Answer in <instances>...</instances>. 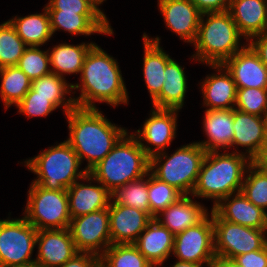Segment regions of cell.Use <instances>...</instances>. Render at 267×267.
I'll return each mask as SVG.
<instances>
[{
    "label": "cell",
    "instance_id": "cell-33",
    "mask_svg": "<svg viewBox=\"0 0 267 267\" xmlns=\"http://www.w3.org/2000/svg\"><path fill=\"white\" fill-rule=\"evenodd\" d=\"M99 267H155L133 243L111 244L99 257Z\"/></svg>",
    "mask_w": 267,
    "mask_h": 267
},
{
    "label": "cell",
    "instance_id": "cell-3",
    "mask_svg": "<svg viewBox=\"0 0 267 267\" xmlns=\"http://www.w3.org/2000/svg\"><path fill=\"white\" fill-rule=\"evenodd\" d=\"M252 161L244 154L207 152L192 197L210 199L215 207L223 198L240 192L246 170Z\"/></svg>",
    "mask_w": 267,
    "mask_h": 267
},
{
    "label": "cell",
    "instance_id": "cell-9",
    "mask_svg": "<svg viewBox=\"0 0 267 267\" xmlns=\"http://www.w3.org/2000/svg\"><path fill=\"white\" fill-rule=\"evenodd\" d=\"M214 248L216 256L234 259L240 254L262 249L266 245V230L249 228L223 220L212 209Z\"/></svg>",
    "mask_w": 267,
    "mask_h": 267
},
{
    "label": "cell",
    "instance_id": "cell-34",
    "mask_svg": "<svg viewBox=\"0 0 267 267\" xmlns=\"http://www.w3.org/2000/svg\"><path fill=\"white\" fill-rule=\"evenodd\" d=\"M241 192L255 206L267 212V169L259 161L248 166Z\"/></svg>",
    "mask_w": 267,
    "mask_h": 267
},
{
    "label": "cell",
    "instance_id": "cell-27",
    "mask_svg": "<svg viewBox=\"0 0 267 267\" xmlns=\"http://www.w3.org/2000/svg\"><path fill=\"white\" fill-rule=\"evenodd\" d=\"M142 39L144 46L143 76L151 100H153L161 92L165 81V67L172 57L160 46V37L150 38L144 32Z\"/></svg>",
    "mask_w": 267,
    "mask_h": 267
},
{
    "label": "cell",
    "instance_id": "cell-41",
    "mask_svg": "<svg viewBox=\"0 0 267 267\" xmlns=\"http://www.w3.org/2000/svg\"><path fill=\"white\" fill-rule=\"evenodd\" d=\"M45 6L47 10H62L69 13L104 14L91 0H49Z\"/></svg>",
    "mask_w": 267,
    "mask_h": 267
},
{
    "label": "cell",
    "instance_id": "cell-19",
    "mask_svg": "<svg viewBox=\"0 0 267 267\" xmlns=\"http://www.w3.org/2000/svg\"><path fill=\"white\" fill-rule=\"evenodd\" d=\"M231 73L236 88H267V67L247 43L224 64Z\"/></svg>",
    "mask_w": 267,
    "mask_h": 267
},
{
    "label": "cell",
    "instance_id": "cell-49",
    "mask_svg": "<svg viewBox=\"0 0 267 267\" xmlns=\"http://www.w3.org/2000/svg\"><path fill=\"white\" fill-rule=\"evenodd\" d=\"M259 162L267 169V148L264 156L259 160Z\"/></svg>",
    "mask_w": 267,
    "mask_h": 267
},
{
    "label": "cell",
    "instance_id": "cell-23",
    "mask_svg": "<svg viewBox=\"0 0 267 267\" xmlns=\"http://www.w3.org/2000/svg\"><path fill=\"white\" fill-rule=\"evenodd\" d=\"M175 235L153 218L133 243L155 267L163 266L173 252Z\"/></svg>",
    "mask_w": 267,
    "mask_h": 267
},
{
    "label": "cell",
    "instance_id": "cell-13",
    "mask_svg": "<svg viewBox=\"0 0 267 267\" xmlns=\"http://www.w3.org/2000/svg\"><path fill=\"white\" fill-rule=\"evenodd\" d=\"M150 116L142 125V129L131 134L138 140L146 155L151 158L165 152L176 138L177 117L179 110L159 109L153 107ZM151 146V147H150Z\"/></svg>",
    "mask_w": 267,
    "mask_h": 267
},
{
    "label": "cell",
    "instance_id": "cell-20",
    "mask_svg": "<svg viewBox=\"0 0 267 267\" xmlns=\"http://www.w3.org/2000/svg\"><path fill=\"white\" fill-rule=\"evenodd\" d=\"M215 72L207 75L201 85L203 107L206 109H233L236 103L237 88L231 73L223 64L207 65Z\"/></svg>",
    "mask_w": 267,
    "mask_h": 267
},
{
    "label": "cell",
    "instance_id": "cell-29",
    "mask_svg": "<svg viewBox=\"0 0 267 267\" xmlns=\"http://www.w3.org/2000/svg\"><path fill=\"white\" fill-rule=\"evenodd\" d=\"M95 42H82L72 45L69 43H60L47 49L50 61L51 73L65 77L71 74H80L83 62L87 52Z\"/></svg>",
    "mask_w": 267,
    "mask_h": 267
},
{
    "label": "cell",
    "instance_id": "cell-46",
    "mask_svg": "<svg viewBox=\"0 0 267 267\" xmlns=\"http://www.w3.org/2000/svg\"><path fill=\"white\" fill-rule=\"evenodd\" d=\"M209 267H242L234 259L216 256Z\"/></svg>",
    "mask_w": 267,
    "mask_h": 267
},
{
    "label": "cell",
    "instance_id": "cell-24",
    "mask_svg": "<svg viewBox=\"0 0 267 267\" xmlns=\"http://www.w3.org/2000/svg\"><path fill=\"white\" fill-rule=\"evenodd\" d=\"M204 114L203 132L207 140L197 143L207 152L227 151L234 136L233 109H206Z\"/></svg>",
    "mask_w": 267,
    "mask_h": 267
},
{
    "label": "cell",
    "instance_id": "cell-16",
    "mask_svg": "<svg viewBox=\"0 0 267 267\" xmlns=\"http://www.w3.org/2000/svg\"><path fill=\"white\" fill-rule=\"evenodd\" d=\"M67 194L71 219L108 208L112 199L111 192L89 172L82 179L75 181L67 189Z\"/></svg>",
    "mask_w": 267,
    "mask_h": 267
},
{
    "label": "cell",
    "instance_id": "cell-30",
    "mask_svg": "<svg viewBox=\"0 0 267 267\" xmlns=\"http://www.w3.org/2000/svg\"><path fill=\"white\" fill-rule=\"evenodd\" d=\"M17 31L18 36L27 46L42 47L53 36L48 10L27 16H15L8 19Z\"/></svg>",
    "mask_w": 267,
    "mask_h": 267
},
{
    "label": "cell",
    "instance_id": "cell-35",
    "mask_svg": "<svg viewBox=\"0 0 267 267\" xmlns=\"http://www.w3.org/2000/svg\"><path fill=\"white\" fill-rule=\"evenodd\" d=\"M183 194L148 172V200L150 216L155 218L171 204L176 203Z\"/></svg>",
    "mask_w": 267,
    "mask_h": 267
},
{
    "label": "cell",
    "instance_id": "cell-37",
    "mask_svg": "<svg viewBox=\"0 0 267 267\" xmlns=\"http://www.w3.org/2000/svg\"><path fill=\"white\" fill-rule=\"evenodd\" d=\"M27 47L9 20L0 24V68L16 66Z\"/></svg>",
    "mask_w": 267,
    "mask_h": 267
},
{
    "label": "cell",
    "instance_id": "cell-22",
    "mask_svg": "<svg viewBox=\"0 0 267 267\" xmlns=\"http://www.w3.org/2000/svg\"><path fill=\"white\" fill-rule=\"evenodd\" d=\"M212 209L228 222L249 228L267 229V212L250 202L241 191L223 198Z\"/></svg>",
    "mask_w": 267,
    "mask_h": 267
},
{
    "label": "cell",
    "instance_id": "cell-18",
    "mask_svg": "<svg viewBox=\"0 0 267 267\" xmlns=\"http://www.w3.org/2000/svg\"><path fill=\"white\" fill-rule=\"evenodd\" d=\"M108 208L111 244L134 243L153 219L147 212L112 200Z\"/></svg>",
    "mask_w": 267,
    "mask_h": 267
},
{
    "label": "cell",
    "instance_id": "cell-26",
    "mask_svg": "<svg viewBox=\"0 0 267 267\" xmlns=\"http://www.w3.org/2000/svg\"><path fill=\"white\" fill-rule=\"evenodd\" d=\"M208 214V209L200 202L193 201L192 195H183L155 218L171 233L177 235L197 225Z\"/></svg>",
    "mask_w": 267,
    "mask_h": 267
},
{
    "label": "cell",
    "instance_id": "cell-36",
    "mask_svg": "<svg viewBox=\"0 0 267 267\" xmlns=\"http://www.w3.org/2000/svg\"><path fill=\"white\" fill-rule=\"evenodd\" d=\"M112 195V201L130 206L138 210L147 212L150 215V206L148 200V173L145 177L127 183L117 188Z\"/></svg>",
    "mask_w": 267,
    "mask_h": 267
},
{
    "label": "cell",
    "instance_id": "cell-10",
    "mask_svg": "<svg viewBox=\"0 0 267 267\" xmlns=\"http://www.w3.org/2000/svg\"><path fill=\"white\" fill-rule=\"evenodd\" d=\"M37 231L24 217L0 219V267L34 262Z\"/></svg>",
    "mask_w": 267,
    "mask_h": 267
},
{
    "label": "cell",
    "instance_id": "cell-38",
    "mask_svg": "<svg viewBox=\"0 0 267 267\" xmlns=\"http://www.w3.org/2000/svg\"><path fill=\"white\" fill-rule=\"evenodd\" d=\"M17 66L31 81L51 73L48 51L41 50L40 47L28 46Z\"/></svg>",
    "mask_w": 267,
    "mask_h": 267
},
{
    "label": "cell",
    "instance_id": "cell-47",
    "mask_svg": "<svg viewBox=\"0 0 267 267\" xmlns=\"http://www.w3.org/2000/svg\"><path fill=\"white\" fill-rule=\"evenodd\" d=\"M170 267H203L191 262H184V261H179L176 260V262L174 263V265H171Z\"/></svg>",
    "mask_w": 267,
    "mask_h": 267
},
{
    "label": "cell",
    "instance_id": "cell-7",
    "mask_svg": "<svg viewBox=\"0 0 267 267\" xmlns=\"http://www.w3.org/2000/svg\"><path fill=\"white\" fill-rule=\"evenodd\" d=\"M206 153L197 142L182 145L170 156L165 151L151 157L149 171L183 195H191Z\"/></svg>",
    "mask_w": 267,
    "mask_h": 267
},
{
    "label": "cell",
    "instance_id": "cell-43",
    "mask_svg": "<svg viewBox=\"0 0 267 267\" xmlns=\"http://www.w3.org/2000/svg\"><path fill=\"white\" fill-rule=\"evenodd\" d=\"M60 267H99V256L90 252H79Z\"/></svg>",
    "mask_w": 267,
    "mask_h": 267
},
{
    "label": "cell",
    "instance_id": "cell-1",
    "mask_svg": "<svg viewBox=\"0 0 267 267\" xmlns=\"http://www.w3.org/2000/svg\"><path fill=\"white\" fill-rule=\"evenodd\" d=\"M118 64L117 59L106 53L97 43L90 48L79 75L80 83L72 84V90L79 89L81 92L78 97L74 96L76 107L98 108L96 102L112 107L128 105V89Z\"/></svg>",
    "mask_w": 267,
    "mask_h": 267
},
{
    "label": "cell",
    "instance_id": "cell-4",
    "mask_svg": "<svg viewBox=\"0 0 267 267\" xmlns=\"http://www.w3.org/2000/svg\"><path fill=\"white\" fill-rule=\"evenodd\" d=\"M242 38L228 11L203 13L191 59L206 65L224 64L247 44L240 43Z\"/></svg>",
    "mask_w": 267,
    "mask_h": 267
},
{
    "label": "cell",
    "instance_id": "cell-14",
    "mask_svg": "<svg viewBox=\"0 0 267 267\" xmlns=\"http://www.w3.org/2000/svg\"><path fill=\"white\" fill-rule=\"evenodd\" d=\"M233 129V152L246 155L252 162L259 161L267 147V117L233 108ZM238 146L246 148L245 152L238 151Z\"/></svg>",
    "mask_w": 267,
    "mask_h": 267
},
{
    "label": "cell",
    "instance_id": "cell-48",
    "mask_svg": "<svg viewBox=\"0 0 267 267\" xmlns=\"http://www.w3.org/2000/svg\"><path fill=\"white\" fill-rule=\"evenodd\" d=\"M8 267H40V266L34 261V262L24 264V265H14V266H8Z\"/></svg>",
    "mask_w": 267,
    "mask_h": 267
},
{
    "label": "cell",
    "instance_id": "cell-25",
    "mask_svg": "<svg viewBox=\"0 0 267 267\" xmlns=\"http://www.w3.org/2000/svg\"><path fill=\"white\" fill-rule=\"evenodd\" d=\"M228 12L246 42L267 31V0H230Z\"/></svg>",
    "mask_w": 267,
    "mask_h": 267
},
{
    "label": "cell",
    "instance_id": "cell-17",
    "mask_svg": "<svg viewBox=\"0 0 267 267\" xmlns=\"http://www.w3.org/2000/svg\"><path fill=\"white\" fill-rule=\"evenodd\" d=\"M164 23L171 32L191 45L194 43L202 13L190 0H158Z\"/></svg>",
    "mask_w": 267,
    "mask_h": 267
},
{
    "label": "cell",
    "instance_id": "cell-12",
    "mask_svg": "<svg viewBox=\"0 0 267 267\" xmlns=\"http://www.w3.org/2000/svg\"><path fill=\"white\" fill-rule=\"evenodd\" d=\"M69 230L79 252L100 257L111 245L109 208L72 218Z\"/></svg>",
    "mask_w": 267,
    "mask_h": 267
},
{
    "label": "cell",
    "instance_id": "cell-31",
    "mask_svg": "<svg viewBox=\"0 0 267 267\" xmlns=\"http://www.w3.org/2000/svg\"><path fill=\"white\" fill-rule=\"evenodd\" d=\"M66 80L55 73H50L32 81L31 88L34 90V96L50 98V102L56 108L62 107L66 115L76 107L74 97L71 95L76 92L72 91V83ZM67 95L70 96L66 97Z\"/></svg>",
    "mask_w": 267,
    "mask_h": 267
},
{
    "label": "cell",
    "instance_id": "cell-8",
    "mask_svg": "<svg viewBox=\"0 0 267 267\" xmlns=\"http://www.w3.org/2000/svg\"><path fill=\"white\" fill-rule=\"evenodd\" d=\"M23 217L37 230L69 228L71 216L66 190H49L31 183Z\"/></svg>",
    "mask_w": 267,
    "mask_h": 267
},
{
    "label": "cell",
    "instance_id": "cell-6",
    "mask_svg": "<svg viewBox=\"0 0 267 267\" xmlns=\"http://www.w3.org/2000/svg\"><path fill=\"white\" fill-rule=\"evenodd\" d=\"M23 163L37 175L31 183L49 190H66L88 173L85 168H81L79 156L65 140L41 150L40 154Z\"/></svg>",
    "mask_w": 267,
    "mask_h": 267
},
{
    "label": "cell",
    "instance_id": "cell-40",
    "mask_svg": "<svg viewBox=\"0 0 267 267\" xmlns=\"http://www.w3.org/2000/svg\"><path fill=\"white\" fill-rule=\"evenodd\" d=\"M18 113L26 117H46L57 108L50 102V98L43 96H34V90L31 88L24 98L16 105Z\"/></svg>",
    "mask_w": 267,
    "mask_h": 267
},
{
    "label": "cell",
    "instance_id": "cell-32",
    "mask_svg": "<svg viewBox=\"0 0 267 267\" xmlns=\"http://www.w3.org/2000/svg\"><path fill=\"white\" fill-rule=\"evenodd\" d=\"M0 98L5 109L16 106L31 89L32 81L16 65L0 68Z\"/></svg>",
    "mask_w": 267,
    "mask_h": 267
},
{
    "label": "cell",
    "instance_id": "cell-45",
    "mask_svg": "<svg viewBox=\"0 0 267 267\" xmlns=\"http://www.w3.org/2000/svg\"><path fill=\"white\" fill-rule=\"evenodd\" d=\"M247 43L257 53L260 61L267 67V31L252 37Z\"/></svg>",
    "mask_w": 267,
    "mask_h": 267
},
{
    "label": "cell",
    "instance_id": "cell-5",
    "mask_svg": "<svg viewBox=\"0 0 267 267\" xmlns=\"http://www.w3.org/2000/svg\"><path fill=\"white\" fill-rule=\"evenodd\" d=\"M150 158L138 140L127 132L89 173L111 193L129 182L147 175Z\"/></svg>",
    "mask_w": 267,
    "mask_h": 267
},
{
    "label": "cell",
    "instance_id": "cell-39",
    "mask_svg": "<svg viewBox=\"0 0 267 267\" xmlns=\"http://www.w3.org/2000/svg\"><path fill=\"white\" fill-rule=\"evenodd\" d=\"M236 109L267 117V88H239L236 95Z\"/></svg>",
    "mask_w": 267,
    "mask_h": 267
},
{
    "label": "cell",
    "instance_id": "cell-2",
    "mask_svg": "<svg viewBox=\"0 0 267 267\" xmlns=\"http://www.w3.org/2000/svg\"><path fill=\"white\" fill-rule=\"evenodd\" d=\"M65 117L68 122L69 137L65 140L79 156L81 164L88 172L102 161L117 142L128 132L112 124L99 108L75 107Z\"/></svg>",
    "mask_w": 267,
    "mask_h": 267
},
{
    "label": "cell",
    "instance_id": "cell-44",
    "mask_svg": "<svg viewBox=\"0 0 267 267\" xmlns=\"http://www.w3.org/2000/svg\"><path fill=\"white\" fill-rule=\"evenodd\" d=\"M203 13L228 11L230 0H190Z\"/></svg>",
    "mask_w": 267,
    "mask_h": 267
},
{
    "label": "cell",
    "instance_id": "cell-21",
    "mask_svg": "<svg viewBox=\"0 0 267 267\" xmlns=\"http://www.w3.org/2000/svg\"><path fill=\"white\" fill-rule=\"evenodd\" d=\"M48 13L53 35L62 30L73 36L114 35L106 14H77L62 10H48Z\"/></svg>",
    "mask_w": 267,
    "mask_h": 267
},
{
    "label": "cell",
    "instance_id": "cell-11",
    "mask_svg": "<svg viewBox=\"0 0 267 267\" xmlns=\"http://www.w3.org/2000/svg\"><path fill=\"white\" fill-rule=\"evenodd\" d=\"M172 255L176 260L209 267L216 257L211 212L197 225L175 235Z\"/></svg>",
    "mask_w": 267,
    "mask_h": 267
},
{
    "label": "cell",
    "instance_id": "cell-42",
    "mask_svg": "<svg viewBox=\"0 0 267 267\" xmlns=\"http://www.w3.org/2000/svg\"><path fill=\"white\" fill-rule=\"evenodd\" d=\"M234 260L242 267H267V245L260 250L240 254Z\"/></svg>",
    "mask_w": 267,
    "mask_h": 267
},
{
    "label": "cell",
    "instance_id": "cell-15",
    "mask_svg": "<svg viewBox=\"0 0 267 267\" xmlns=\"http://www.w3.org/2000/svg\"><path fill=\"white\" fill-rule=\"evenodd\" d=\"M36 248L34 259L40 267H60L79 253L69 228L38 230Z\"/></svg>",
    "mask_w": 267,
    "mask_h": 267
},
{
    "label": "cell",
    "instance_id": "cell-50",
    "mask_svg": "<svg viewBox=\"0 0 267 267\" xmlns=\"http://www.w3.org/2000/svg\"><path fill=\"white\" fill-rule=\"evenodd\" d=\"M91 1H93L98 7L101 6V4H102L104 1L106 2V0H91Z\"/></svg>",
    "mask_w": 267,
    "mask_h": 267
},
{
    "label": "cell",
    "instance_id": "cell-28",
    "mask_svg": "<svg viewBox=\"0 0 267 267\" xmlns=\"http://www.w3.org/2000/svg\"><path fill=\"white\" fill-rule=\"evenodd\" d=\"M173 58L165 67V81L161 92L152 100V105L159 109L181 110L187 93V77L184 67Z\"/></svg>",
    "mask_w": 267,
    "mask_h": 267
}]
</instances>
